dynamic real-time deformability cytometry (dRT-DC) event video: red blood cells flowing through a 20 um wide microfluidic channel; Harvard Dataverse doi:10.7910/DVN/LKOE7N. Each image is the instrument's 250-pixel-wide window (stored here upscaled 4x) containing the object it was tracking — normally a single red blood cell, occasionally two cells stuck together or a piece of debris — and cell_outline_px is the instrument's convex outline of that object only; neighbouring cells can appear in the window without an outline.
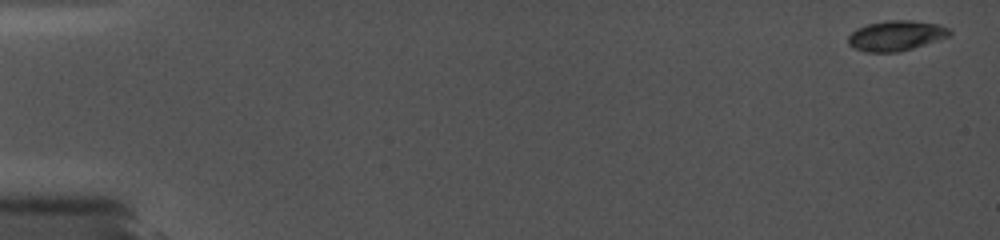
{"species": "common noctule bat (a hibernating species)", "species_latin": "Nyctalus noctula", "temperature_condition": "cold", "stored_images_in_passage": 7, "camera_frame_rate_fps": 5000, "um_per_image_px": 0.085, "animal": {"sex": "female", "body_mass_g": 19.0, "forearm_length_mm": 56.7}, "frame": {"image": 1, "passage_image": 1, "time_ms": 0.0, "image_size_px": [1000, 240], "cell_outline_px": [[952, 32], [948, 36], [900, 52], [864, 52], [848, 44], [848, 36], [856, 28], [868, 24], [888, 20], [912, 20], [940, 24], [948, 28]], "centroid_in_image_um": [76.14, 3.02], "position_along_channel_um": 8.9, "area_um2": 17.74}}
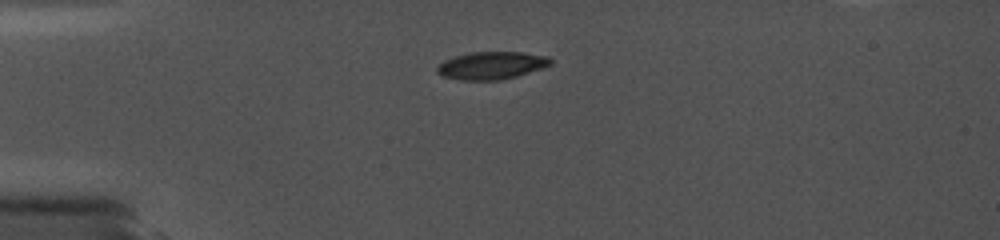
{"frame": {"image": 2, "passage_image": 5, "time_ms": 4.4, "image_size_px": [1000, 240], "cell_outline_px": [[552, 64], [516, 76], [500, 80], [460, 80], [444, 76], [436, 72], [436, 68], [444, 60], [468, 52], [520, 52], [548, 56], [552, 60]], "centroid_in_image_um": [41.76, 5.56], "position_along_channel_um": 43.2, "area_um2": 18.09}}